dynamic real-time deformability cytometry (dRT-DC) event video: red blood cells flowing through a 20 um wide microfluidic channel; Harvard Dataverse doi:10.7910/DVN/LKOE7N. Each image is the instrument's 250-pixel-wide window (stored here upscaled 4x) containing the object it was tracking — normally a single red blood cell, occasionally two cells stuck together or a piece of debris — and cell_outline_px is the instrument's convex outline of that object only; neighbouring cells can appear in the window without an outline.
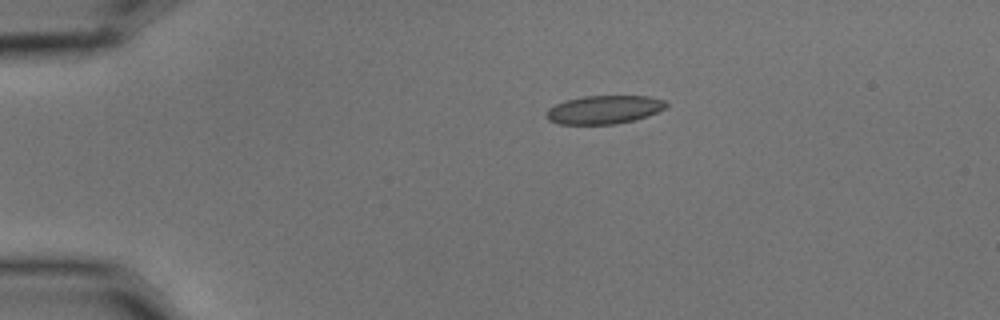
{"species": "common noctule bat (a hibernating species)", "species_latin": "Nyctalus noctula", "temperature_condition": "cold", "stored_images_in_passage": 2, "camera_frame_rate_fps": 3000, "um_per_image_px": 0.085, "animal": {"sex": "male", "body_mass_g": 15.6}, "frame": {"image": 1, "passage_image": 1, "time_ms": 0.0, "image_size_px": [1000, 320], "cell_outline_px": [[668, 104], [664, 108], [648, 116], [636, 120], [616, 124], [560, 124], [548, 120], [548, 108], [556, 104], [568, 100], [584, 96], [648, 96], [664, 100]], "centroid_in_image_um": [51.38, 9.32], "position_along_channel_um": 33.6, "area_um2": 19.65}}
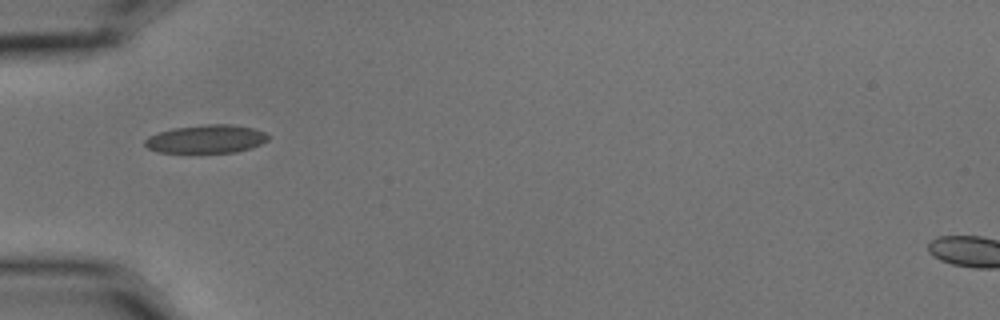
{"frame": {"image": 2, "passage_image": 2, "time_ms": 0.333, "image_size_px": [1000, 320], "cell_outline_px": [[272, 136], [268, 140], [252, 148], [236, 152], [156, 152], [148, 148], [144, 144], [144, 140], [148, 136], [172, 128], [208, 124], [232, 124], [252, 128], [264, 132]], "centroid_in_image_um": [17.55, 11.81], "position_along_channel_um": 67.4, "area_um2": 20.35}}